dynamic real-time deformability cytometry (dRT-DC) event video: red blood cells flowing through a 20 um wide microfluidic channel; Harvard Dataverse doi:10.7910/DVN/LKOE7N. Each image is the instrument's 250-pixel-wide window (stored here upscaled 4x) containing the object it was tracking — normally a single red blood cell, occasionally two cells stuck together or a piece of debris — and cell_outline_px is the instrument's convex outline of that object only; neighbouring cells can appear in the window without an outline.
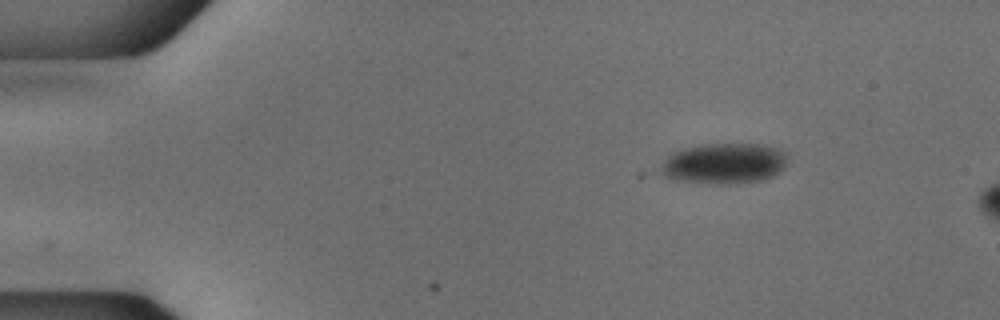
{"species": "common noctule bat (a hibernating species)", "species_latin": "Nyctalus noctula", "temperature_condition": "cold", "stored_images_in_passage": 7, "camera_frame_rate_fps": 3000, "um_per_image_px": 0.085, "animal": {"sex": "male", "body_mass_g": 18.8}, "frame": {"image": 1, "passage_image": 1, "time_ms": 0.0, "image_size_px": [1000, 320], "cell_outline_px": [[788, 160], [784, 168], [780, 172], [772, 176], [760, 180], [728, 184], [708, 184], [672, 180], [664, 176], [660, 172], [660, 164], [672, 152], [684, 148], [700, 144], [760, 144], [776, 148], [784, 152], [788, 156]], "centroid_in_image_um": [61.51, 13.9], "position_along_channel_um": 23.5, "area_um2": 30.46}}